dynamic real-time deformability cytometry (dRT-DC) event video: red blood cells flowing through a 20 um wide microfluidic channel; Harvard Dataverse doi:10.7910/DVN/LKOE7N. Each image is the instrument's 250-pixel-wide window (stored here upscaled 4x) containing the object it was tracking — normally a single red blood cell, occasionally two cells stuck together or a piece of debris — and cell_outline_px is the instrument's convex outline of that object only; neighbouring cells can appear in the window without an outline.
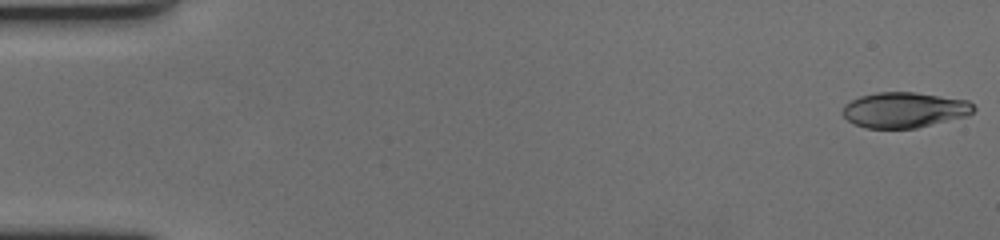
{"species": "human", "species_latin": "Homo sapiens", "temperature_condition": "cold", "stored_images_in_passage": 61, "camera_frame_rate_fps": 3000, "um_per_image_px": 0.085, "donor": {"sex": "female"}, "frame": {"image": 1, "passage_image": 1, "time_ms": 0.0, "image_size_px": [1000, 240], "cell_outline_px": [[976, 108], [968, 116], [916, 128], [868, 128], [856, 124], [848, 120], [840, 112], [844, 104], [860, 96], [876, 92], [916, 92], [968, 100]], "centroid_in_image_um": [76.87, 9.34], "position_along_channel_um": 8.1, "area_um2": 27.17}}
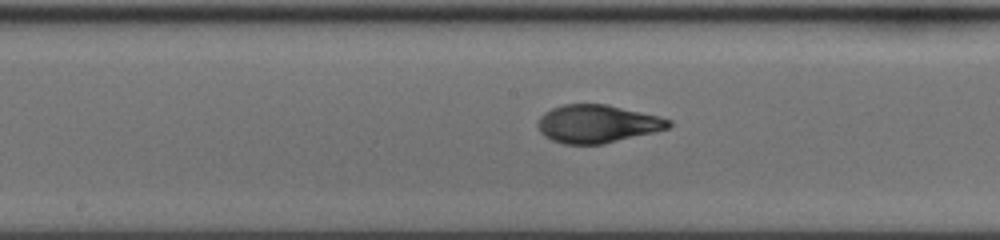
{"frame": {"image": 2, "passage_image": 32, "time_ms": 10.333, "image_size_px": [1000, 240], "cell_outline_px": [[672, 124], [668, 128], [604, 144], [564, 144], [552, 140], [544, 136], [540, 132], [536, 124], [540, 116], [544, 112], [552, 108], [564, 104], [608, 104], [660, 116], [672, 120]], "centroid_in_image_um": [50.75, 10.52], "position_along_channel_um": 197.5, "area_um2": 29.07}}
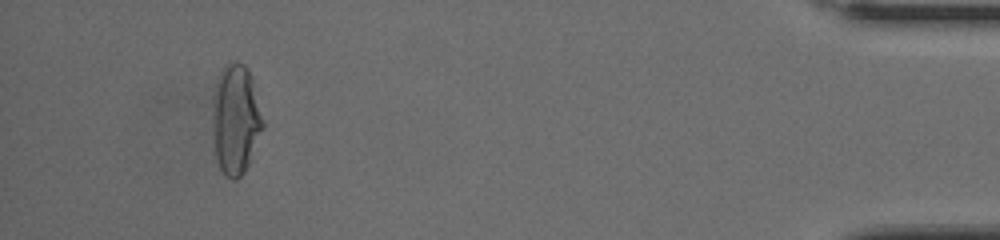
{"frame": {"image": 3, "passage_image": 57, "time_ms": 18.667, "image_size_px": [1000, 240], "cell_outline_px": [[264, 128], [248, 164], [244, 172], [236, 180], [232, 180], [220, 168], [216, 156], [216, 80], [224, 64], [228, 60], [236, 60], [244, 64], [248, 68], [252, 80], [264, 120]], "centroid_in_image_um": [20.11, 10.09], "position_along_channel_um": 415.1, "area_um2": 31.15}, "authors_computed_cell_mechanics": {"area_um2": 29.189, "velocity_mm_per_s": 3.4101, "shape_relaxation_time_tau1_ms": 6.8196, "shape_relaxation_time_tau2_ms": 0.9902, "deformation_change_tau1": 0.2535, "deformation_change_tau2": 0.0575}}